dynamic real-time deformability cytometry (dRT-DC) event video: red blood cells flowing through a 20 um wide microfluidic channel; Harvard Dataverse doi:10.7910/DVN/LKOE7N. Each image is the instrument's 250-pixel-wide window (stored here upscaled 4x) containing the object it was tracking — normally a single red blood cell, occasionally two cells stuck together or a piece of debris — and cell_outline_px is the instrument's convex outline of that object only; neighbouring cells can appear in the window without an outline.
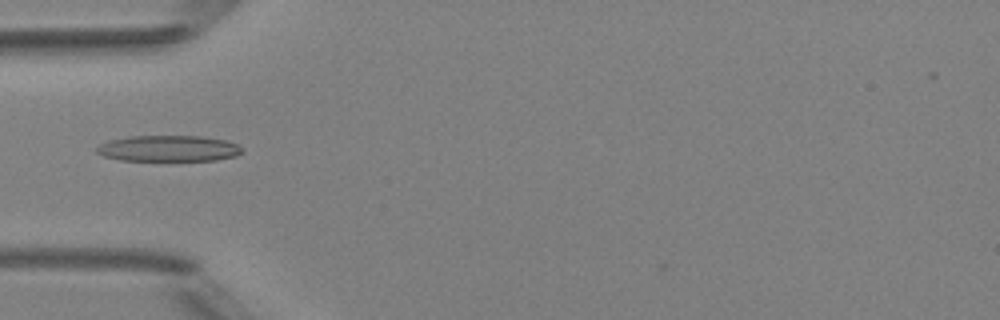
{"species": "Egyptian fruit bat (a non-hibernating species)", "species_latin": "Rousettus aegyptiacus", "temperature_condition": "room temperature", "stored_images_in_passage": 4, "camera_frame_rate_fps": 3000, "um_per_image_px": 0.085, "animal": {"sex": "female"}, "frame": {"image": 1, "passage_image": 4, "time_ms": 3.333, "image_size_px": [1000, 320], "cell_outline_px": [[244, 148], [236, 156], [216, 160], [120, 160], [104, 156], [96, 152], [96, 148], [100, 144], [112, 140], [132, 136], [204, 136], [224, 140], [236, 144]], "centroid_in_image_um": [14.34, 12.62], "position_along_channel_um": 70.7, "area_um2": 21.85}}